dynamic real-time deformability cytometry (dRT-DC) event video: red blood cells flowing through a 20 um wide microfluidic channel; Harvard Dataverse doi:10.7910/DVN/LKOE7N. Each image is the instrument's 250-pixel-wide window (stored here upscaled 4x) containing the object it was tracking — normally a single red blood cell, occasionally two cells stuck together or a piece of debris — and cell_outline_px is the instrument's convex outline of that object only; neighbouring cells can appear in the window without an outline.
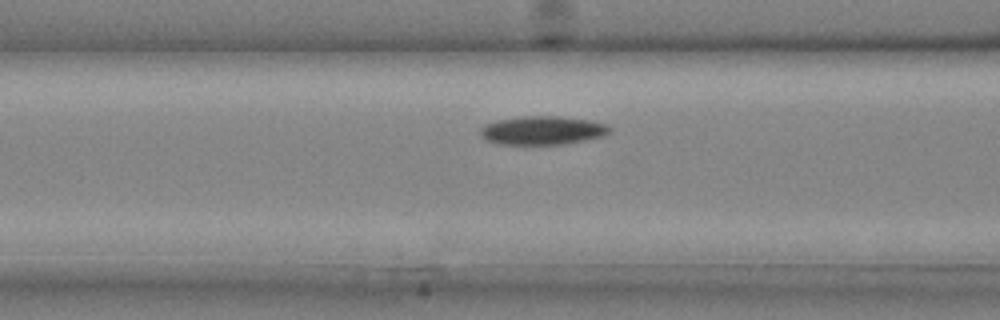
{"species": "common noctule bat (a hibernating species)", "species_latin": "Nyctalus noctula", "temperature_condition": "cold", "stored_images_in_passage": 22, "camera_frame_rate_fps": 3000, "um_per_image_px": 0.085, "animal": {"sex": "male", "body_mass_g": 20.4}, "frame": {"image": 1, "passage_image": 6, "time_ms": 1.667, "image_size_px": [1000, 320], "cell_outline_px": [[612, 132], [604, 136], [564, 144], [496, 144], [480, 136], [480, 128], [484, 124], [496, 120], [524, 116], [556, 116], [588, 120], [608, 124], [612, 128]], "centroid_in_image_um": [46.12, 11.08], "position_along_channel_um": 120.5, "area_um2": 21.68}}
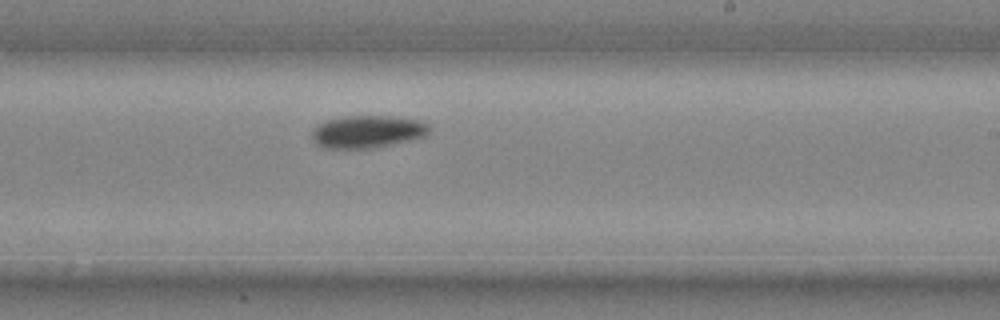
{"frame": {"image": 2, "passage_image": 13, "time_ms": 4.0, "image_size_px": [1000, 320], "cell_outline_px": [[428, 132], [424, 136], [392, 144], [372, 148], [324, 148], [316, 144], [312, 140], [312, 132], [316, 124], [324, 120], [348, 116], [388, 116], [420, 120], [428, 124]], "centroid_in_image_um": [31.17, 11.18], "position_along_channel_um": 257.8, "area_um2": 22.14}}
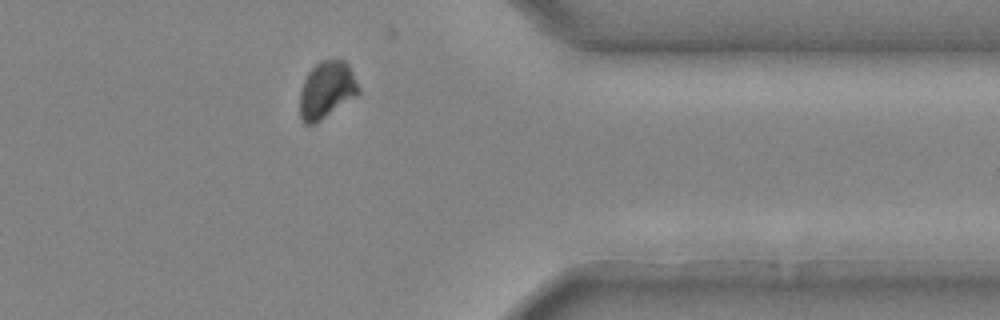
{"frame": {"image": 3, "passage_image": 20, "time_ms": 6.333, "image_size_px": [1000, 320], "cell_outline_px": [[360, 92], [356, 96], [316, 124], [304, 124], [300, 116], [300, 92], [304, 80], [308, 72], [320, 60], [344, 60], [348, 64], [360, 88]], "centroid_in_image_um": [27.76, 7.66], "position_along_channel_um": 383.6, "area_um2": 19.54}}